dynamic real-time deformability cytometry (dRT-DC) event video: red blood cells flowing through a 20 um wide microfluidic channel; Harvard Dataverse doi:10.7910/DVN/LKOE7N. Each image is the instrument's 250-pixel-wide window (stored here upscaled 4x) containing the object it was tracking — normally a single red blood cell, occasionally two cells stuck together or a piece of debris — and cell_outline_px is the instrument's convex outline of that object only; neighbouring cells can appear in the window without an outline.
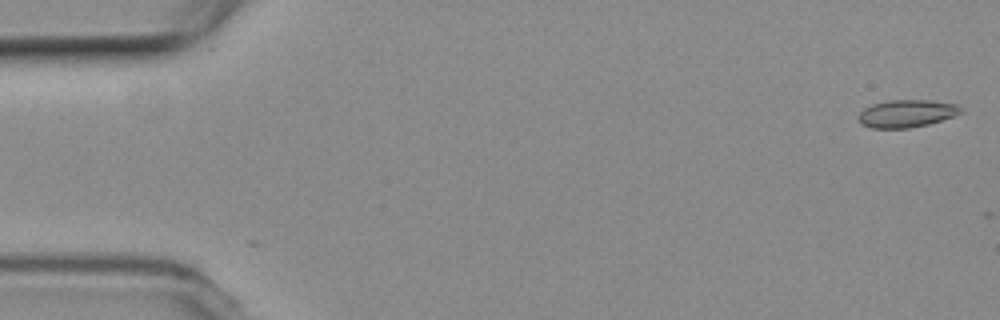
{"species": "common noctule bat (a hibernating species)", "species_latin": "Nyctalus noctula", "temperature_condition": "room temperature", "stored_images_in_passage": 2, "camera_frame_rate_fps": 3000, "um_per_image_px": 0.085, "animal": {"sex": "female", "body_mass_g": 19.3, "forearm_length_mm": 54.1}, "frame": {"image": 1, "passage_image": 1, "time_ms": 0.0, "image_size_px": [1000, 320], "cell_outline_px": [[964, 112], [928, 124], [908, 128], [872, 128], [860, 124], [856, 116], [864, 108], [872, 104], [888, 100], [932, 100], [956, 104], [964, 108]], "centroid_in_image_um": [77.04, 9.64], "position_along_channel_um": 8.0, "area_um2": 16.59}}